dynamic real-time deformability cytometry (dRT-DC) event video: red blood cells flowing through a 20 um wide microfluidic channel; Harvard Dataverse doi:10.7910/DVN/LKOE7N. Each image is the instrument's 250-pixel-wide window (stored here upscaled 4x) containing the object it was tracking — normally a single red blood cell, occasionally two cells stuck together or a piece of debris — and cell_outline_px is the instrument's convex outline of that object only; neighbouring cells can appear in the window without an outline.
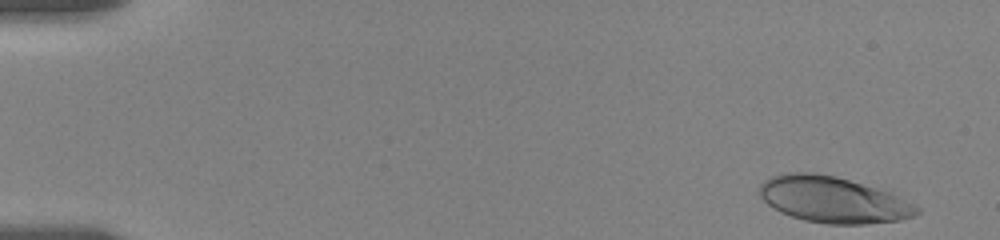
{"species": "human", "species_latin": "Homo sapiens", "temperature_condition": "room temperature", "stored_images_in_passage": 47, "camera_frame_rate_fps": 3000, "um_per_image_px": 0.085, "donor": {"sex": "female"}, "frame": {"image": 1, "passage_image": 1, "time_ms": 0.0, "image_size_px": [1000, 240], "cell_outline_px": [[920, 212], [912, 216], [900, 220], [864, 224], [828, 224], [804, 220], [780, 212], [768, 204], [760, 196], [760, 184], [764, 180], [772, 176], [784, 172], [816, 172], [836, 176], [892, 188], [916, 204], [920, 208]], "centroid_in_image_um": [70.95, 16.93], "position_along_channel_um": 14.1, "area_um2": 43.7}}
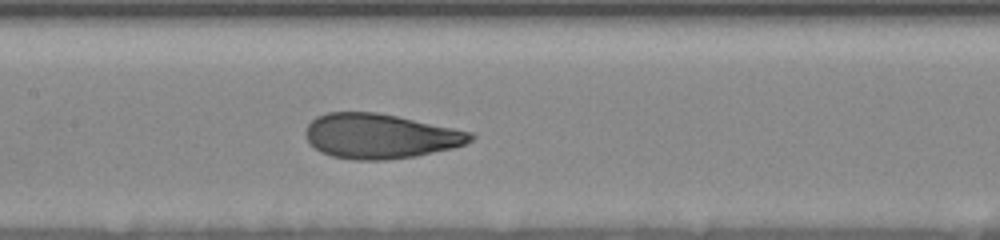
{"frame": {"image": 2, "passage_image": 26, "time_ms": 8.333, "image_size_px": [1000, 240], "cell_outline_px": [[476, 136], [472, 140], [464, 144], [452, 148], [416, 156], [388, 160], [352, 160], [332, 156], [320, 152], [304, 136], [304, 132], [308, 124], [316, 116], [328, 112], [376, 112], [396, 116], [472, 132]], "centroid_in_image_um": [32.28, 11.58], "position_along_channel_um": 175.1, "area_um2": 43.0}}
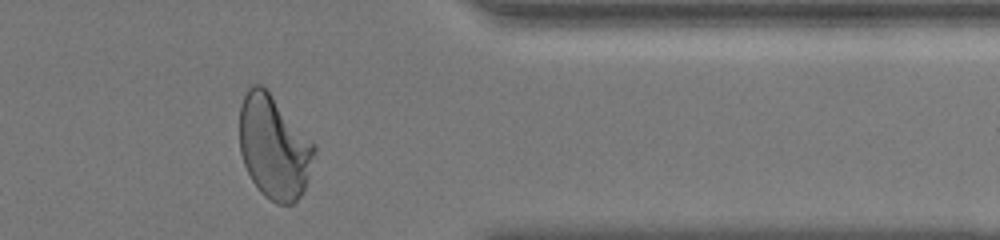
{"frame": {"image": 3, "passage_image": 45, "time_ms": 14.667, "image_size_px": [1000, 240], "cell_outline_px": [[316, 152], [304, 188], [300, 196], [292, 204], [276, 204], [264, 196], [260, 192], [252, 180], [244, 164], [240, 152], [240, 104], [248, 88], [252, 84], [260, 84], [268, 92], [316, 144]], "centroid_in_image_um": [23.28, 12.52], "position_along_channel_um": 388.1, "area_um2": 44.74}, "authors_computed_cell_mechanics": {"area_um2": 43.061, "velocity_mm_per_s": 3.5348, "shape_relaxation_time_tau1_ms": 4.7742, "shape_relaxation_time_tau2_ms": 0.7378, "deformation_change_tau1": 0.2014, "deformation_change_tau2": 0.0707}}